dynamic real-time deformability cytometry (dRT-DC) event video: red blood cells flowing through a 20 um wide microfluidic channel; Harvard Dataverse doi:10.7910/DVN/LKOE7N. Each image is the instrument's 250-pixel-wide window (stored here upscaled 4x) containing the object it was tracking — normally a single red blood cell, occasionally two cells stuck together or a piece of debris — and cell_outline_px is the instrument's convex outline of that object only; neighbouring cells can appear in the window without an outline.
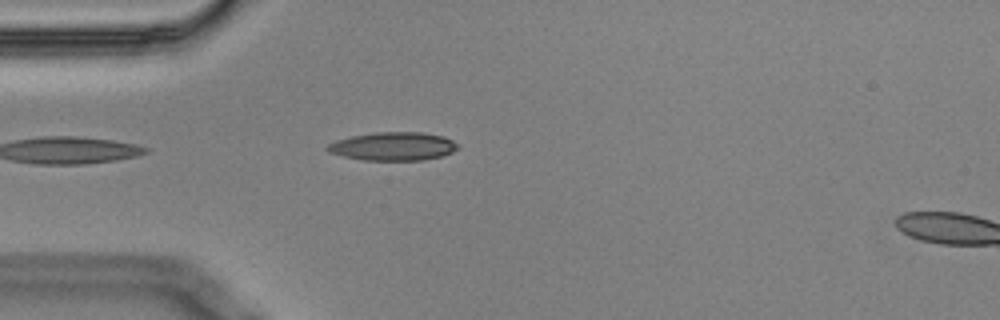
{"species": "Egyptian fruit bat (a non-hibernating species)", "species_latin": "Rousettus aegyptiacus", "temperature_condition": "cold", "stored_images_in_passage": 2, "segment_of_instrument_passage": [1, 2], "camera_frame_rate_fps": 3000, "um_per_image_px": 0.085, "animal": {"sex": "male"}, "frame": {"image": 1, "passage_image": 1, "time_ms": 0.0, "image_size_px": [1000, 320], "cell_outline_px": [[460, 148], [444, 156], [424, 160], [364, 160], [344, 156], [328, 152], [324, 148], [328, 144], [336, 140], [352, 136], [376, 132], [424, 132], [444, 136], [460, 144]], "centroid_in_image_um": [33.47, 12.43], "position_along_channel_um": 51.5, "area_um2": 21.79}}